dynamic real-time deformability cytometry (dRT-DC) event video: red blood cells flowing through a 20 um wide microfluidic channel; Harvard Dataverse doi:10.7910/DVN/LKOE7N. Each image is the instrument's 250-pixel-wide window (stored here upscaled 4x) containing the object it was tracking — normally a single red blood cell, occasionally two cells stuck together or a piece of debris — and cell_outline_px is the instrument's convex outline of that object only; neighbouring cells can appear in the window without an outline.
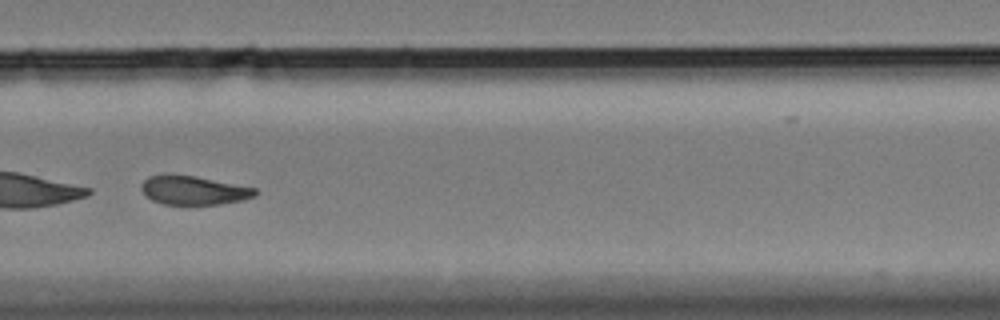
{"species": "Egyptian fruit bat (a non-hibernating species)", "species_latin": "Rousettus aegyptiacus", "temperature_condition": "cold", "stored_images_in_passage": 53, "segment_of_instrument_passage": [2, 2], "camera_frame_rate_fps": 3000, "um_per_image_px": 0.085, "animal": {"sex": "female"}, "frame": {"image": 1, "passage_image": 37, "time_ms": 12.0, "image_size_px": [1000, 320], "cell_outline_px": [[260, 192], [256, 196], [244, 200], [220, 204], [188, 208], [164, 204], [152, 200], [140, 188], [140, 184], [148, 176], [164, 172], [196, 176], [256, 188]], "centroid_in_image_um": [16.44, 16.2], "position_along_channel_um": 313.4, "area_um2": 20.35}}